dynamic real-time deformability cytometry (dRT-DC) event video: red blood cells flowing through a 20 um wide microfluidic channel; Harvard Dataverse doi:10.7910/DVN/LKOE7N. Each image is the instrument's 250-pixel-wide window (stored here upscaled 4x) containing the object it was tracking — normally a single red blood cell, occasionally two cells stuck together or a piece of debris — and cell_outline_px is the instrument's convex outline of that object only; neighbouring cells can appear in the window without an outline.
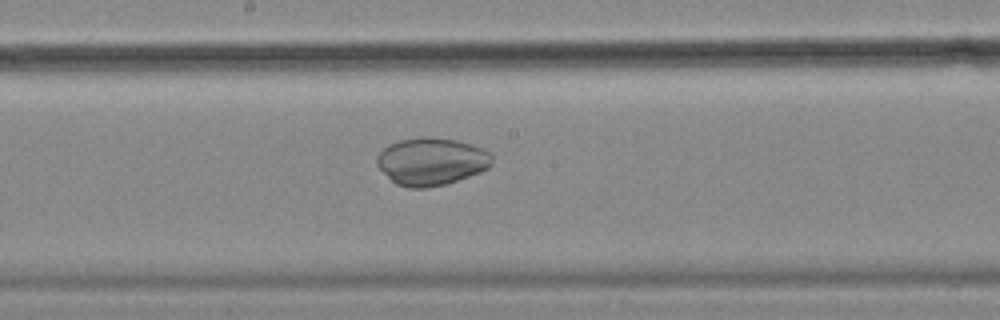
{"species": "common noctule bat (a hibernating species)", "species_latin": "Nyctalus noctula", "temperature_condition": "cold", "stored_images_in_passage": 48, "camera_frame_rate_fps": 3000, "um_per_image_px": 0.085, "animal": {"sex": "female", "body_mass_g": 18.4}, "frame": {"image": 1, "passage_image": 21, "time_ms": 6.667, "image_size_px": [1000, 320], "cell_outline_px": [[492, 164], [488, 168], [480, 172], [448, 184], [424, 188], [408, 188], [396, 184], [376, 164], [376, 156], [388, 144], [400, 140], [420, 136], [424, 136], [456, 140], [472, 144], [492, 152]], "centroid_in_image_um": [36.69, 13.72], "position_along_channel_um": 211.5, "area_um2": 32.14}}